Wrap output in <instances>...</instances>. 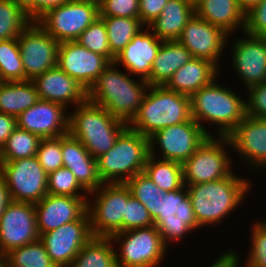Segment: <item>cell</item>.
Here are the masks:
<instances>
[{"instance_id":"26","label":"cell","mask_w":266,"mask_h":267,"mask_svg":"<svg viewBox=\"0 0 266 267\" xmlns=\"http://www.w3.org/2000/svg\"><path fill=\"white\" fill-rule=\"evenodd\" d=\"M220 72L222 71L211 61L193 58L179 68L164 86L190 97L220 76Z\"/></svg>"},{"instance_id":"3","label":"cell","mask_w":266,"mask_h":267,"mask_svg":"<svg viewBox=\"0 0 266 267\" xmlns=\"http://www.w3.org/2000/svg\"><path fill=\"white\" fill-rule=\"evenodd\" d=\"M120 69L115 62H111L87 91V100L128 124L137 114L149 84L142 78L134 79L125 69L124 72Z\"/></svg>"},{"instance_id":"19","label":"cell","mask_w":266,"mask_h":267,"mask_svg":"<svg viewBox=\"0 0 266 267\" xmlns=\"http://www.w3.org/2000/svg\"><path fill=\"white\" fill-rule=\"evenodd\" d=\"M40 239L35 205L11 200L0 217V251L28 245Z\"/></svg>"},{"instance_id":"14","label":"cell","mask_w":266,"mask_h":267,"mask_svg":"<svg viewBox=\"0 0 266 267\" xmlns=\"http://www.w3.org/2000/svg\"><path fill=\"white\" fill-rule=\"evenodd\" d=\"M240 34V38L229 35L227 46L232 51L229 65L231 69L233 67L234 74L244 84L246 91L266 82V37L252 36L245 32Z\"/></svg>"},{"instance_id":"55","label":"cell","mask_w":266,"mask_h":267,"mask_svg":"<svg viewBox=\"0 0 266 267\" xmlns=\"http://www.w3.org/2000/svg\"><path fill=\"white\" fill-rule=\"evenodd\" d=\"M70 1H83V2H94V3H99L100 0H70Z\"/></svg>"},{"instance_id":"25","label":"cell","mask_w":266,"mask_h":267,"mask_svg":"<svg viewBox=\"0 0 266 267\" xmlns=\"http://www.w3.org/2000/svg\"><path fill=\"white\" fill-rule=\"evenodd\" d=\"M63 167L68 168L79 184L88 192L98 189L103 183L97 171V160L85 146L69 133L61 136Z\"/></svg>"},{"instance_id":"33","label":"cell","mask_w":266,"mask_h":267,"mask_svg":"<svg viewBox=\"0 0 266 267\" xmlns=\"http://www.w3.org/2000/svg\"><path fill=\"white\" fill-rule=\"evenodd\" d=\"M103 19L111 53L116 56L145 26L139 18L99 16Z\"/></svg>"},{"instance_id":"15","label":"cell","mask_w":266,"mask_h":267,"mask_svg":"<svg viewBox=\"0 0 266 267\" xmlns=\"http://www.w3.org/2000/svg\"><path fill=\"white\" fill-rule=\"evenodd\" d=\"M18 46L25 72V81L57 66L60 43L37 22H31L21 33Z\"/></svg>"},{"instance_id":"46","label":"cell","mask_w":266,"mask_h":267,"mask_svg":"<svg viewBox=\"0 0 266 267\" xmlns=\"http://www.w3.org/2000/svg\"><path fill=\"white\" fill-rule=\"evenodd\" d=\"M244 32L257 37H266V0L245 14Z\"/></svg>"},{"instance_id":"18","label":"cell","mask_w":266,"mask_h":267,"mask_svg":"<svg viewBox=\"0 0 266 267\" xmlns=\"http://www.w3.org/2000/svg\"><path fill=\"white\" fill-rule=\"evenodd\" d=\"M228 39L229 34L223 29L194 14L177 41L190 51L193 58L209 60L221 70V59L226 54L223 51L228 52Z\"/></svg>"},{"instance_id":"40","label":"cell","mask_w":266,"mask_h":267,"mask_svg":"<svg viewBox=\"0 0 266 267\" xmlns=\"http://www.w3.org/2000/svg\"><path fill=\"white\" fill-rule=\"evenodd\" d=\"M47 193L73 197H88L89 193L79 184L75 175L66 167L48 174Z\"/></svg>"},{"instance_id":"12","label":"cell","mask_w":266,"mask_h":267,"mask_svg":"<svg viewBox=\"0 0 266 267\" xmlns=\"http://www.w3.org/2000/svg\"><path fill=\"white\" fill-rule=\"evenodd\" d=\"M0 175L13 201L36 204L48 194V174L36 156L15 161H0Z\"/></svg>"},{"instance_id":"42","label":"cell","mask_w":266,"mask_h":267,"mask_svg":"<svg viewBox=\"0 0 266 267\" xmlns=\"http://www.w3.org/2000/svg\"><path fill=\"white\" fill-rule=\"evenodd\" d=\"M36 157L47 174L63 167L61 136L41 139Z\"/></svg>"},{"instance_id":"35","label":"cell","mask_w":266,"mask_h":267,"mask_svg":"<svg viewBox=\"0 0 266 267\" xmlns=\"http://www.w3.org/2000/svg\"><path fill=\"white\" fill-rule=\"evenodd\" d=\"M41 138L16 127L0 150V161H15L36 156Z\"/></svg>"},{"instance_id":"32","label":"cell","mask_w":266,"mask_h":267,"mask_svg":"<svg viewBox=\"0 0 266 267\" xmlns=\"http://www.w3.org/2000/svg\"><path fill=\"white\" fill-rule=\"evenodd\" d=\"M144 173L164 192L175 191L185 186L182 163L176 161L162 160L149 155Z\"/></svg>"},{"instance_id":"22","label":"cell","mask_w":266,"mask_h":267,"mask_svg":"<svg viewBox=\"0 0 266 267\" xmlns=\"http://www.w3.org/2000/svg\"><path fill=\"white\" fill-rule=\"evenodd\" d=\"M87 200L88 197L45 195L34 204L39 235L80 220L87 213Z\"/></svg>"},{"instance_id":"16","label":"cell","mask_w":266,"mask_h":267,"mask_svg":"<svg viewBox=\"0 0 266 267\" xmlns=\"http://www.w3.org/2000/svg\"><path fill=\"white\" fill-rule=\"evenodd\" d=\"M227 137L243 168L257 175L266 171V119L246 115Z\"/></svg>"},{"instance_id":"27","label":"cell","mask_w":266,"mask_h":267,"mask_svg":"<svg viewBox=\"0 0 266 267\" xmlns=\"http://www.w3.org/2000/svg\"><path fill=\"white\" fill-rule=\"evenodd\" d=\"M194 5L197 16L223 29L227 34L244 32L245 13L237 0H194Z\"/></svg>"},{"instance_id":"30","label":"cell","mask_w":266,"mask_h":267,"mask_svg":"<svg viewBox=\"0 0 266 267\" xmlns=\"http://www.w3.org/2000/svg\"><path fill=\"white\" fill-rule=\"evenodd\" d=\"M39 100L32 80L0 82V112L18 116Z\"/></svg>"},{"instance_id":"43","label":"cell","mask_w":266,"mask_h":267,"mask_svg":"<svg viewBox=\"0 0 266 267\" xmlns=\"http://www.w3.org/2000/svg\"><path fill=\"white\" fill-rule=\"evenodd\" d=\"M153 225L154 221L147 208L131 195L126 202L125 215H123V231Z\"/></svg>"},{"instance_id":"38","label":"cell","mask_w":266,"mask_h":267,"mask_svg":"<svg viewBox=\"0 0 266 267\" xmlns=\"http://www.w3.org/2000/svg\"><path fill=\"white\" fill-rule=\"evenodd\" d=\"M131 194L149 211L153 221L160 214V189L144 172L138 173L125 183Z\"/></svg>"},{"instance_id":"52","label":"cell","mask_w":266,"mask_h":267,"mask_svg":"<svg viewBox=\"0 0 266 267\" xmlns=\"http://www.w3.org/2000/svg\"><path fill=\"white\" fill-rule=\"evenodd\" d=\"M21 7L28 15L29 19L34 22V0H12Z\"/></svg>"},{"instance_id":"4","label":"cell","mask_w":266,"mask_h":267,"mask_svg":"<svg viewBox=\"0 0 266 267\" xmlns=\"http://www.w3.org/2000/svg\"><path fill=\"white\" fill-rule=\"evenodd\" d=\"M71 109L68 133L78 139L94 158L108 152L128 127L126 122L88 100Z\"/></svg>"},{"instance_id":"54","label":"cell","mask_w":266,"mask_h":267,"mask_svg":"<svg viewBox=\"0 0 266 267\" xmlns=\"http://www.w3.org/2000/svg\"><path fill=\"white\" fill-rule=\"evenodd\" d=\"M231 250L235 253V255L237 256V267H246V266H243V265H241L242 264V262H240L241 260V256L243 255V254H241L240 252H238V250L236 249V247L234 246V249H233V247L231 248ZM241 255V256H240Z\"/></svg>"},{"instance_id":"50","label":"cell","mask_w":266,"mask_h":267,"mask_svg":"<svg viewBox=\"0 0 266 267\" xmlns=\"http://www.w3.org/2000/svg\"><path fill=\"white\" fill-rule=\"evenodd\" d=\"M207 267H237V256L230 248L225 249V251L222 252L219 257H216L213 263L207 265Z\"/></svg>"},{"instance_id":"10","label":"cell","mask_w":266,"mask_h":267,"mask_svg":"<svg viewBox=\"0 0 266 267\" xmlns=\"http://www.w3.org/2000/svg\"><path fill=\"white\" fill-rule=\"evenodd\" d=\"M154 225L167 247L172 243V246H176L174 243L177 242L181 246L183 238L186 241L187 236L195 230L200 233L201 227L196 221L186 186L175 191H160V214L154 220Z\"/></svg>"},{"instance_id":"36","label":"cell","mask_w":266,"mask_h":267,"mask_svg":"<svg viewBox=\"0 0 266 267\" xmlns=\"http://www.w3.org/2000/svg\"><path fill=\"white\" fill-rule=\"evenodd\" d=\"M25 81L18 39L0 40V82Z\"/></svg>"},{"instance_id":"56","label":"cell","mask_w":266,"mask_h":267,"mask_svg":"<svg viewBox=\"0 0 266 267\" xmlns=\"http://www.w3.org/2000/svg\"><path fill=\"white\" fill-rule=\"evenodd\" d=\"M3 258H4V255L1 253V251H0V265H2L3 264Z\"/></svg>"},{"instance_id":"53","label":"cell","mask_w":266,"mask_h":267,"mask_svg":"<svg viewBox=\"0 0 266 267\" xmlns=\"http://www.w3.org/2000/svg\"><path fill=\"white\" fill-rule=\"evenodd\" d=\"M261 1L262 0H237L239 7L245 14L257 6Z\"/></svg>"},{"instance_id":"29","label":"cell","mask_w":266,"mask_h":267,"mask_svg":"<svg viewBox=\"0 0 266 267\" xmlns=\"http://www.w3.org/2000/svg\"><path fill=\"white\" fill-rule=\"evenodd\" d=\"M191 59L193 56L190 51L178 41H163L146 81L149 86H164Z\"/></svg>"},{"instance_id":"31","label":"cell","mask_w":266,"mask_h":267,"mask_svg":"<svg viewBox=\"0 0 266 267\" xmlns=\"http://www.w3.org/2000/svg\"><path fill=\"white\" fill-rule=\"evenodd\" d=\"M114 248L110 237H93L69 267H117Z\"/></svg>"},{"instance_id":"23","label":"cell","mask_w":266,"mask_h":267,"mask_svg":"<svg viewBox=\"0 0 266 267\" xmlns=\"http://www.w3.org/2000/svg\"><path fill=\"white\" fill-rule=\"evenodd\" d=\"M145 29V30H144ZM162 40L148 28L139 31L126 47L115 56L114 62L133 77L146 80L162 45Z\"/></svg>"},{"instance_id":"17","label":"cell","mask_w":266,"mask_h":267,"mask_svg":"<svg viewBox=\"0 0 266 267\" xmlns=\"http://www.w3.org/2000/svg\"><path fill=\"white\" fill-rule=\"evenodd\" d=\"M90 218L86 213L80 220L66 223L40 236L46 252L57 267H69L80 250L93 238Z\"/></svg>"},{"instance_id":"44","label":"cell","mask_w":266,"mask_h":267,"mask_svg":"<svg viewBox=\"0 0 266 267\" xmlns=\"http://www.w3.org/2000/svg\"><path fill=\"white\" fill-rule=\"evenodd\" d=\"M99 16L139 18V0H100Z\"/></svg>"},{"instance_id":"11","label":"cell","mask_w":266,"mask_h":267,"mask_svg":"<svg viewBox=\"0 0 266 267\" xmlns=\"http://www.w3.org/2000/svg\"><path fill=\"white\" fill-rule=\"evenodd\" d=\"M208 137L192 118L181 124L162 128L151 135L150 155L183 164Z\"/></svg>"},{"instance_id":"34","label":"cell","mask_w":266,"mask_h":267,"mask_svg":"<svg viewBox=\"0 0 266 267\" xmlns=\"http://www.w3.org/2000/svg\"><path fill=\"white\" fill-rule=\"evenodd\" d=\"M3 263L5 267H57L40 239L8 251L4 254Z\"/></svg>"},{"instance_id":"13","label":"cell","mask_w":266,"mask_h":267,"mask_svg":"<svg viewBox=\"0 0 266 267\" xmlns=\"http://www.w3.org/2000/svg\"><path fill=\"white\" fill-rule=\"evenodd\" d=\"M97 18H99L98 3L69 0L47 11L36 22L61 43L76 41Z\"/></svg>"},{"instance_id":"24","label":"cell","mask_w":266,"mask_h":267,"mask_svg":"<svg viewBox=\"0 0 266 267\" xmlns=\"http://www.w3.org/2000/svg\"><path fill=\"white\" fill-rule=\"evenodd\" d=\"M32 81L40 100L59 103L68 109L87 100V90L58 66L36 76Z\"/></svg>"},{"instance_id":"6","label":"cell","mask_w":266,"mask_h":267,"mask_svg":"<svg viewBox=\"0 0 266 267\" xmlns=\"http://www.w3.org/2000/svg\"><path fill=\"white\" fill-rule=\"evenodd\" d=\"M149 155V138L127 127L114 146L96 158L99 178L102 183H126L144 172Z\"/></svg>"},{"instance_id":"20","label":"cell","mask_w":266,"mask_h":267,"mask_svg":"<svg viewBox=\"0 0 266 267\" xmlns=\"http://www.w3.org/2000/svg\"><path fill=\"white\" fill-rule=\"evenodd\" d=\"M110 63L77 41L61 42L58 48L57 66L87 91Z\"/></svg>"},{"instance_id":"48","label":"cell","mask_w":266,"mask_h":267,"mask_svg":"<svg viewBox=\"0 0 266 267\" xmlns=\"http://www.w3.org/2000/svg\"><path fill=\"white\" fill-rule=\"evenodd\" d=\"M16 127V116L0 112V150Z\"/></svg>"},{"instance_id":"7","label":"cell","mask_w":266,"mask_h":267,"mask_svg":"<svg viewBox=\"0 0 266 267\" xmlns=\"http://www.w3.org/2000/svg\"><path fill=\"white\" fill-rule=\"evenodd\" d=\"M110 238L115 247L117 267H158L170 252L167 250H171L155 225L118 232Z\"/></svg>"},{"instance_id":"45","label":"cell","mask_w":266,"mask_h":267,"mask_svg":"<svg viewBox=\"0 0 266 267\" xmlns=\"http://www.w3.org/2000/svg\"><path fill=\"white\" fill-rule=\"evenodd\" d=\"M246 115L266 119V82L246 90Z\"/></svg>"},{"instance_id":"5","label":"cell","mask_w":266,"mask_h":267,"mask_svg":"<svg viewBox=\"0 0 266 267\" xmlns=\"http://www.w3.org/2000/svg\"><path fill=\"white\" fill-rule=\"evenodd\" d=\"M191 119L189 96L169 90L165 86H149L128 127L149 138L162 128Z\"/></svg>"},{"instance_id":"37","label":"cell","mask_w":266,"mask_h":267,"mask_svg":"<svg viewBox=\"0 0 266 267\" xmlns=\"http://www.w3.org/2000/svg\"><path fill=\"white\" fill-rule=\"evenodd\" d=\"M31 22L27 13L12 0H0V40L18 38Z\"/></svg>"},{"instance_id":"1","label":"cell","mask_w":266,"mask_h":267,"mask_svg":"<svg viewBox=\"0 0 266 267\" xmlns=\"http://www.w3.org/2000/svg\"><path fill=\"white\" fill-rule=\"evenodd\" d=\"M246 176L233 171L229 176L206 183L185 185L193 206L198 225L212 227L226 224L232 213L245 204L249 190H252V181ZM245 200V201H244ZM239 207V208H238Z\"/></svg>"},{"instance_id":"39","label":"cell","mask_w":266,"mask_h":267,"mask_svg":"<svg viewBox=\"0 0 266 267\" xmlns=\"http://www.w3.org/2000/svg\"><path fill=\"white\" fill-rule=\"evenodd\" d=\"M76 41L88 50L105 56L110 62H114L115 56L109 48L107 28L101 17L90 24Z\"/></svg>"},{"instance_id":"21","label":"cell","mask_w":266,"mask_h":267,"mask_svg":"<svg viewBox=\"0 0 266 267\" xmlns=\"http://www.w3.org/2000/svg\"><path fill=\"white\" fill-rule=\"evenodd\" d=\"M69 110L59 103L39 99L16 117L17 127L41 139L59 137L69 131Z\"/></svg>"},{"instance_id":"8","label":"cell","mask_w":266,"mask_h":267,"mask_svg":"<svg viewBox=\"0 0 266 267\" xmlns=\"http://www.w3.org/2000/svg\"><path fill=\"white\" fill-rule=\"evenodd\" d=\"M131 195L125 183H103L89 193L87 213L94 237H111L123 232V215Z\"/></svg>"},{"instance_id":"57","label":"cell","mask_w":266,"mask_h":267,"mask_svg":"<svg viewBox=\"0 0 266 267\" xmlns=\"http://www.w3.org/2000/svg\"><path fill=\"white\" fill-rule=\"evenodd\" d=\"M265 218H266V216H265ZM264 217L262 218V220L260 219V220H258V221H260L264 226H266V219H265ZM265 219V220H264Z\"/></svg>"},{"instance_id":"9","label":"cell","mask_w":266,"mask_h":267,"mask_svg":"<svg viewBox=\"0 0 266 267\" xmlns=\"http://www.w3.org/2000/svg\"><path fill=\"white\" fill-rule=\"evenodd\" d=\"M230 152L233 153L228 137L209 136L182 164L184 185L206 183L229 176L236 169Z\"/></svg>"},{"instance_id":"49","label":"cell","mask_w":266,"mask_h":267,"mask_svg":"<svg viewBox=\"0 0 266 267\" xmlns=\"http://www.w3.org/2000/svg\"><path fill=\"white\" fill-rule=\"evenodd\" d=\"M69 0H34V22L47 11L65 4Z\"/></svg>"},{"instance_id":"28","label":"cell","mask_w":266,"mask_h":267,"mask_svg":"<svg viewBox=\"0 0 266 267\" xmlns=\"http://www.w3.org/2000/svg\"><path fill=\"white\" fill-rule=\"evenodd\" d=\"M194 14V0H169L147 27L162 41H177Z\"/></svg>"},{"instance_id":"47","label":"cell","mask_w":266,"mask_h":267,"mask_svg":"<svg viewBox=\"0 0 266 267\" xmlns=\"http://www.w3.org/2000/svg\"><path fill=\"white\" fill-rule=\"evenodd\" d=\"M169 0H139V19L144 26H148L162 12Z\"/></svg>"},{"instance_id":"41","label":"cell","mask_w":266,"mask_h":267,"mask_svg":"<svg viewBox=\"0 0 266 267\" xmlns=\"http://www.w3.org/2000/svg\"><path fill=\"white\" fill-rule=\"evenodd\" d=\"M250 228L251 236L250 245L248 248V256L245 257L246 267H266V226H264L258 219L252 222Z\"/></svg>"},{"instance_id":"2","label":"cell","mask_w":266,"mask_h":267,"mask_svg":"<svg viewBox=\"0 0 266 267\" xmlns=\"http://www.w3.org/2000/svg\"><path fill=\"white\" fill-rule=\"evenodd\" d=\"M217 79L190 96L191 115L208 136L227 137L246 116V96Z\"/></svg>"},{"instance_id":"51","label":"cell","mask_w":266,"mask_h":267,"mask_svg":"<svg viewBox=\"0 0 266 267\" xmlns=\"http://www.w3.org/2000/svg\"><path fill=\"white\" fill-rule=\"evenodd\" d=\"M11 201L8 188L4 182V179L0 175V217L4 213L5 207Z\"/></svg>"}]
</instances>
